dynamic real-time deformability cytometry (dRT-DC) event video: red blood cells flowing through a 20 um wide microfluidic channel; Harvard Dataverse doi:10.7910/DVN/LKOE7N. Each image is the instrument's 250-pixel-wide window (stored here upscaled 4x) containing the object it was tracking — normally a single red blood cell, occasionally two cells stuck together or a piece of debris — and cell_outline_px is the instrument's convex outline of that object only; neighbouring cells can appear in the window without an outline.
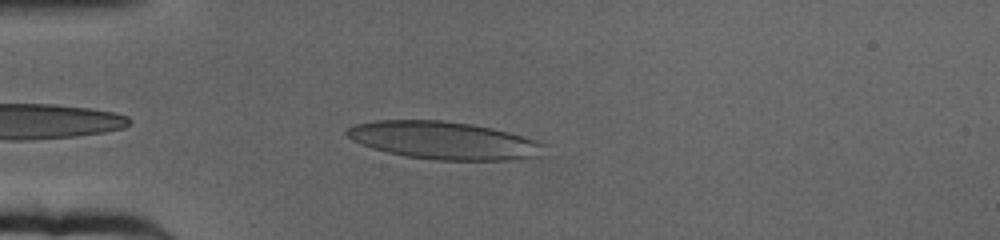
{"species": "human", "species_latin": "Homo sapiens", "temperature_condition": "cold", "stored_images_in_passage": 47, "camera_frame_rate_fps": 3000, "um_per_image_px": 0.085, "donor": {"sex": "female"}, "frame": {"image": 1, "passage_image": 4, "time_ms": 1.0, "image_size_px": [1000, 240], "cell_outline_px": [[544, 144], [536, 156], [516, 160], [436, 160], [404, 156], [372, 148], [360, 144], [352, 140], [344, 132], [352, 124], [372, 120], [444, 120], [472, 124], [492, 128], [508, 132], [536, 140]], "centroid_in_image_um": [37.63, 11.92], "position_along_channel_um": 47.4, "area_um2": 43.29}}
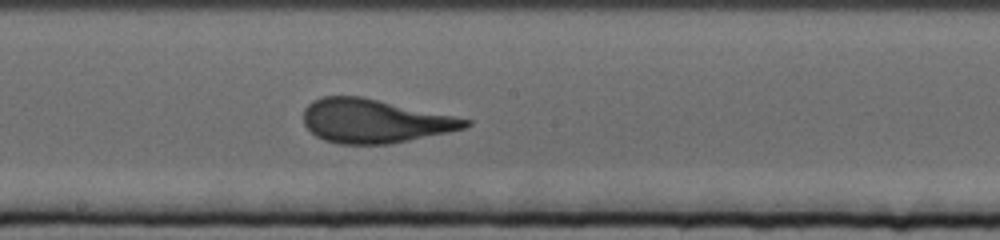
{"frame": {"image": 2, "passage_image": 22, "time_ms": 7.0, "image_size_px": [1000, 240], "cell_outline_px": [[472, 124], [464, 128], [448, 132], [388, 144], [340, 144], [324, 140], [316, 136], [304, 124], [304, 108], [312, 100], [320, 96], [360, 96], [472, 120]], "centroid_in_image_um": [31.79, 10.28], "position_along_channel_um": 216.4, "area_um2": 40.92}}
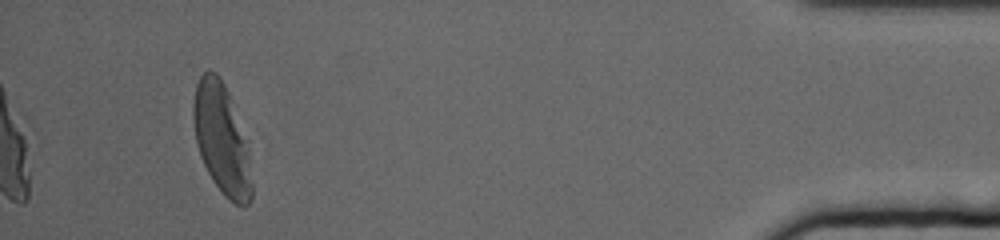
{"frame": {"image": 3, "passage_image": 47, "time_ms": 15.333, "image_size_px": [1000, 240], "cell_outline_px": [[252, 196], [248, 204], [244, 208], [228, 200], [224, 196], [212, 180], [200, 156], [196, 140], [192, 116], [192, 108], [196, 84], [200, 76], [208, 68], [216, 72], [220, 76], [228, 92], [248, 140], [252, 184]], "centroid_in_image_um": [18.86, 11.83], "position_along_channel_um": 416.3, "area_um2": 38.15}, "authors_computed_cell_mechanics": {"area_um2": 40.9224, "velocity_mm_per_s": 3.1447, "shape_relaxation_time_tau1_ms": 5.4695, "shape_relaxation_time_tau2_ms": 1.0282, "deformation_change_tau1": 0.215, "deformation_change_tau2": 0.0846}}